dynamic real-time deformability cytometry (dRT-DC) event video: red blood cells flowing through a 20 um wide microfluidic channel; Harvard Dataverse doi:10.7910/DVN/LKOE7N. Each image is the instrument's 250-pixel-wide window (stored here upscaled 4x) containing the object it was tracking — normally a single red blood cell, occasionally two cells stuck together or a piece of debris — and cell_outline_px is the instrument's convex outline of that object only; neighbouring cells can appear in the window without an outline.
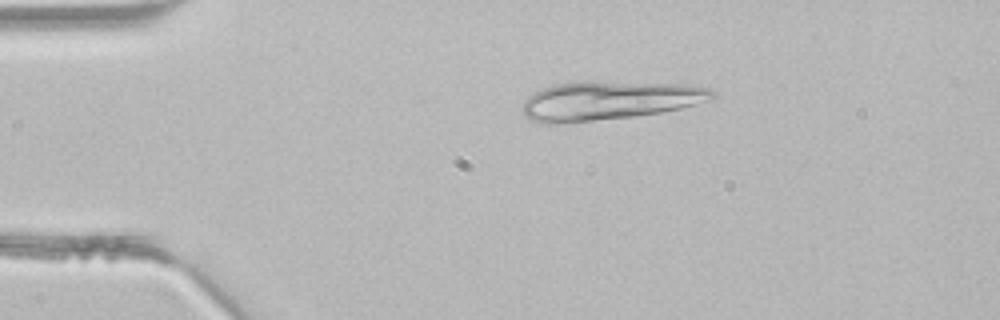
{"species": "common noctule bat (a hibernating species)", "species_latin": "Nyctalus noctula", "temperature_condition": "room temperature", "stored_images_in_passage": 4, "camera_frame_rate_fps": 3000, "um_per_image_px": 0.085, "animal": {"sex": "male", "body_mass_g": 21.5, "forearm_length_mm": 52.0}, "frame": {"image": 1, "passage_image": 4, "time_ms": 1.0, "image_size_px": [1000, 320], "cell_outline_px": [[716, 96], [708, 100], [696, 104], [680, 108], [660, 112], [632, 116], [592, 120], [548, 124], [544, 124], [532, 120], [524, 116], [520, 108], [524, 100], [528, 96], [552, 84], [576, 80], [680, 84], [708, 88], [716, 92]], "centroid_in_image_um": [51.7, 8.52], "position_along_channel_um": 33.3, "area_um2": 42.95}}